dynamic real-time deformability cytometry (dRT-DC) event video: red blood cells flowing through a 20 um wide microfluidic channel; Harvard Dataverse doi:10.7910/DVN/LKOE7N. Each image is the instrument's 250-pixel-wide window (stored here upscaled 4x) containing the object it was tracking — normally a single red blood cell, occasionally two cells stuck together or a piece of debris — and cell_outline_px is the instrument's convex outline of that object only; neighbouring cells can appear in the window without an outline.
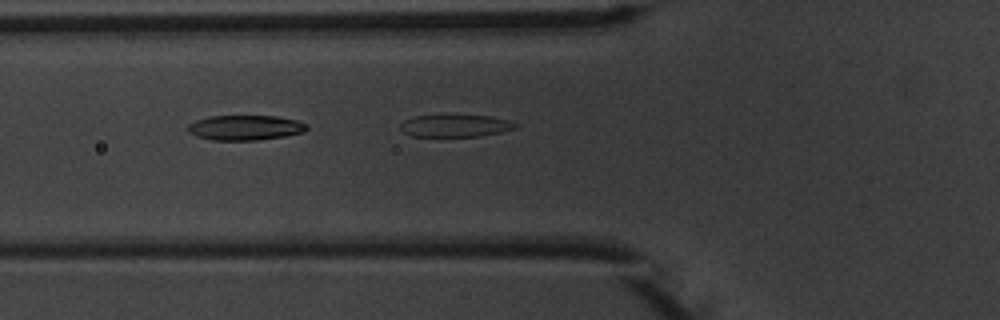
{"species": "common noctule bat (a hibernating species)", "species_latin": "Nyctalus noctula", "temperature_condition": "warm", "stored_images_in_passage": 4, "camera_frame_rate_fps": 3000, "um_per_image_px": 0.085, "animal": {"sex": "male", "body_mass_g": 20.1, "forearm_length_mm": 53.5}, "frame": {"image": 1, "passage_image": 4, "time_ms": 3.667, "image_size_px": [1000, 320], "cell_outline_px": [[516, 128], [500, 132], [480, 136], [412, 136], [404, 132], [400, 128], [400, 124], [404, 120], [416, 116], [488, 116], [508, 120], [516, 124]], "centroid_in_image_um": [38.68, 10.7], "position_along_channel_um": 87.1, "area_um2": 14.51}}